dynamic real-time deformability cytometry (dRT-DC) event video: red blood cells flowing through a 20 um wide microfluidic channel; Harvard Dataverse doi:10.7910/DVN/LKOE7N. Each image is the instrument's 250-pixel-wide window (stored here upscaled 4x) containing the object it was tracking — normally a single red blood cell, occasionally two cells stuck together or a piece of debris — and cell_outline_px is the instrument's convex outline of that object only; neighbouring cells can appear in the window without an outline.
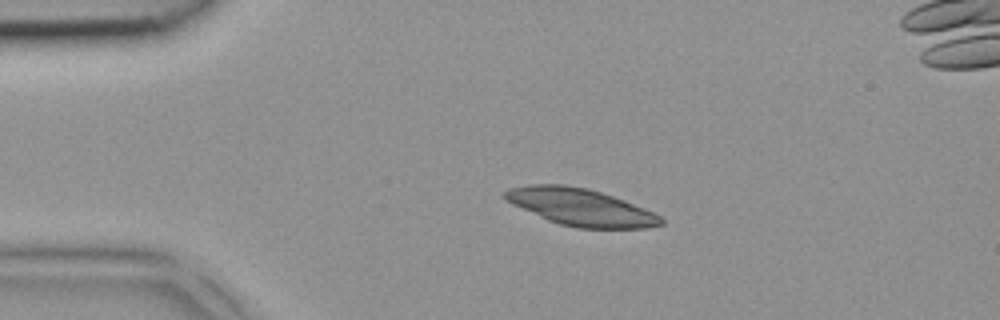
{"species": "common noctule bat (a hibernating species)", "species_latin": "Nyctalus noctula", "temperature_condition": "room temperature", "stored_images_in_passage": 3, "camera_frame_rate_fps": 3000, "um_per_image_px": 0.085, "animal": {"sex": "female", "body_mass_g": 18.4}, "frame": {"image": 1, "passage_image": 2, "time_ms": 0.333, "image_size_px": [1000, 320], "cell_outline_px": [[664, 224], [644, 228], [576, 228], [560, 224], [548, 220], [512, 204], [504, 200], [504, 192], [508, 188], [528, 184], [564, 184], [588, 188], [624, 200], [644, 208], [660, 216], [664, 220]], "centroid_in_image_um": [49.32, 17.6], "position_along_channel_um": 35.7, "area_um2": 33.64}}